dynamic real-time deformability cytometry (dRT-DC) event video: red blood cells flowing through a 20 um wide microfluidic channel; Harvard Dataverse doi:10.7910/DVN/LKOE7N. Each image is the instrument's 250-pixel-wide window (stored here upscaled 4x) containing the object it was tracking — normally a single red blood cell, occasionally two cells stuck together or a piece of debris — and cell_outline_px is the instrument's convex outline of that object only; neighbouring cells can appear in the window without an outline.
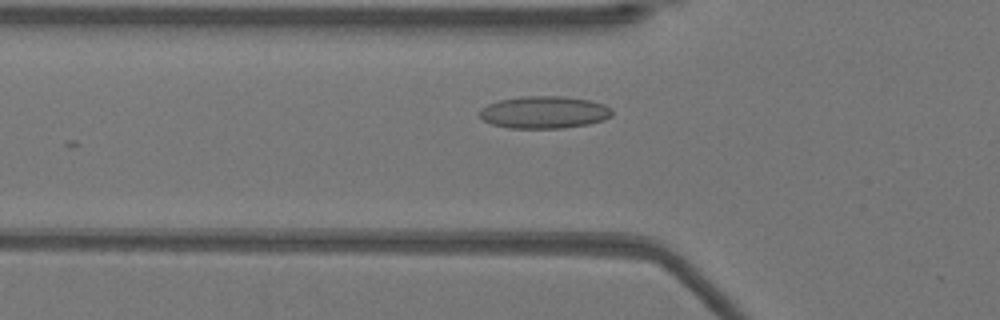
{"species": "Egyptian fruit bat (a non-hibernating species)", "species_latin": "Rousettus aegyptiacus", "temperature_condition": "warm", "stored_images_in_passage": 24, "camera_frame_rate_fps": 3000, "um_per_image_px": 0.085, "animal": {"sex": "female"}, "frame": {"image": 1, "passage_image": 12, "time_ms": 3.667, "image_size_px": [1000, 320], "cell_outline_px": [[612, 116], [604, 120], [588, 124], [564, 128], [508, 128], [492, 124], [484, 120], [480, 116], [480, 108], [488, 104], [500, 100], [520, 96], [560, 96], [592, 100], [604, 104], [612, 108]], "centroid_in_image_um": [46.28, 9.54], "position_along_channel_um": 79.5, "area_um2": 25.09}}
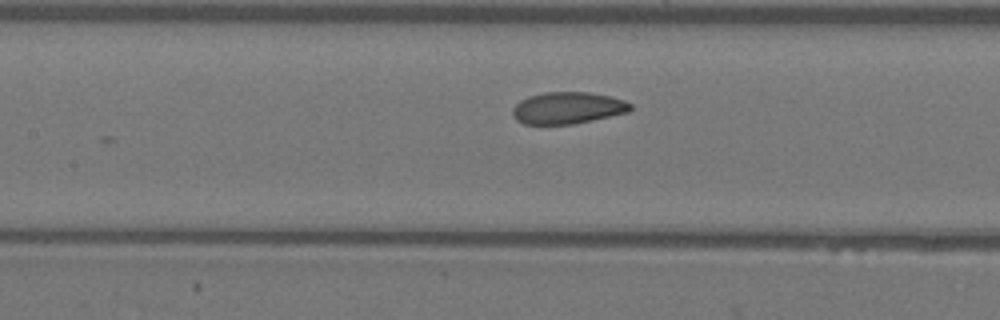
{"frame": {"image": 2, "passage_image": 18, "time_ms": 5.667, "image_size_px": [1000, 320], "cell_outline_px": [[632, 108], [628, 112], [592, 120], [572, 124], [524, 124], [516, 120], [512, 112], [512, 108], [520, 100], [528, 96], [544, 92], [588, 92], [612, 96], [624, 100], [632, 104]], "centroid_in_image_um": [48.25, 9.17], "position_along_channel_um": 159.2, "area_um2": 21.91}}
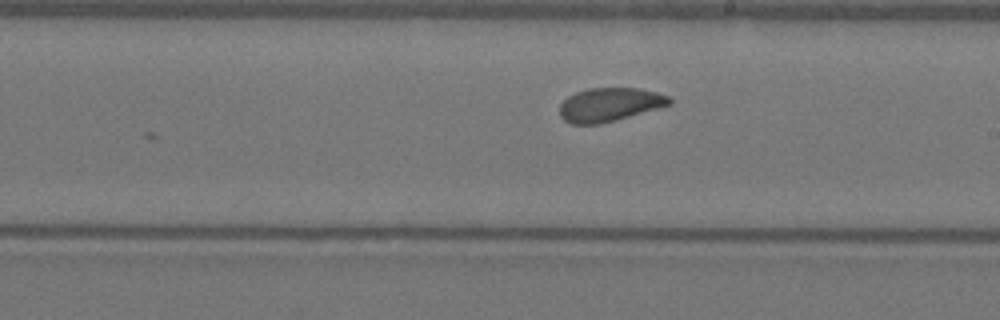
{"frame": {"image": 3, "passage_image": 24, "time_ms": 7.667, "image_size_px": [1000, 320], "cell_outline_px": [[672, 104], [616, 120], [600, 124], [572, 124], [564, 120], [560, 116], [560, 104], [568, 96], [576, 92], [588, 88], [640, 88], [656, 92], [668, 96], [672, 100]], "centroid_in_image_um": [51.81, 8.89], "position_along_channel_um": 237.2, "area_um2": 21.5}}